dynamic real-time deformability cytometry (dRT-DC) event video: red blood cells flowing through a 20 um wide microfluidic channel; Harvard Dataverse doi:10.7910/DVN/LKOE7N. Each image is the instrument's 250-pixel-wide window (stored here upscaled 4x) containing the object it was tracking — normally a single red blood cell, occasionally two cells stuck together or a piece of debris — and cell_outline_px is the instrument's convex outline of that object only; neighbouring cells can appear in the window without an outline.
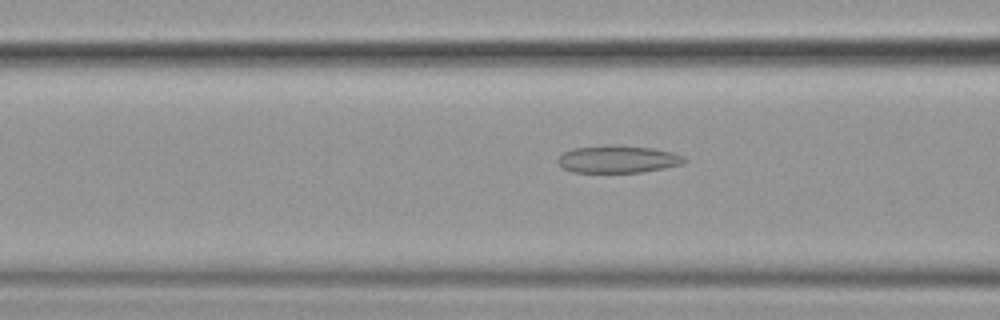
{"species": "common noctule bat (a hibernating species)", "species_latin": "Nyctalus noctula", "temperature_condition": "cold", "stored_images_in_passage": 48, "camera_frame_rate_fps": 3000, "um_per_image_px": 0.085, "animal": {"sex": "female", "body_mass_g": 19.9}, "frame": {"image": 1, "passage_image": 14, "time_ms": 4.333, "image_size_px": [1000, 320], "cell_outline_px": [[688, 160], [684, 164], [664, 168], [640, 172], [572, 172], [564, 168], [556, 160], [564, 152], [572, 148], [612, 144], [616, 144], [652, 148], [672, 152], [684, 156]], "centroid_in_image_um": [52.55, 13.52], "position_along_channel_um": 114.1, "area_um2": 20.35}}
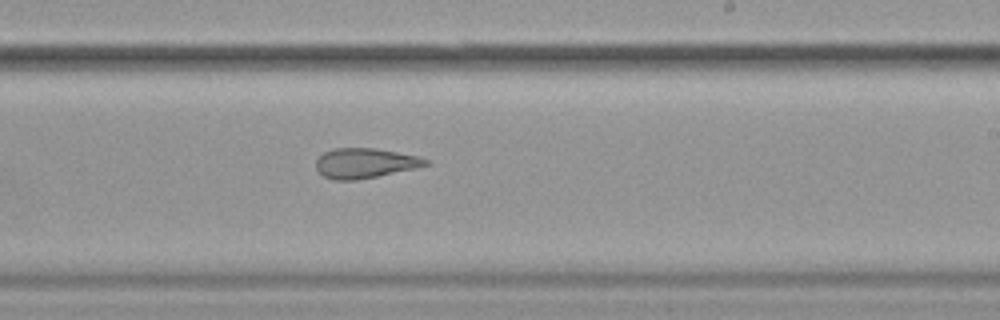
{"frame": {"image": 2, "passage_image": 26, "time_ms": 8.333, "image_size_px": [1000, 320], "cell_outline_px": [[432, 164], [416, 168], [356, 180], [336, 180], [324, 176], [316, 168], [316, 160], [324, 152], [332, 148], [376, 148], [420, 156], [428, 160]], "centroid_in_image_um": [31.05, 13.85], "position_along_channel_um": 257.9, "area_um2": 19.13}}
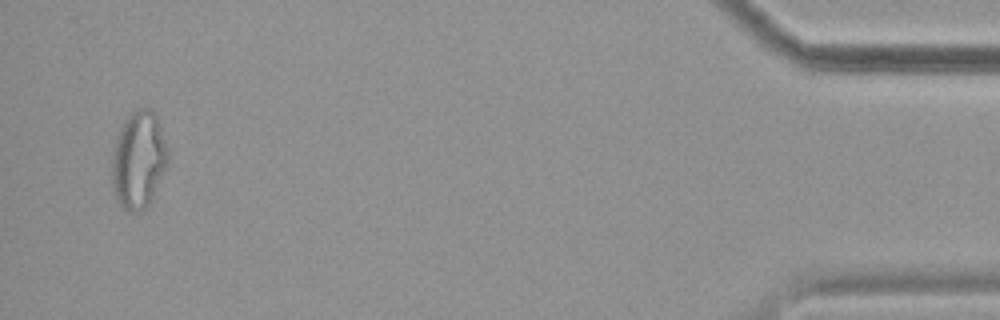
{"frame": {"image": 3, "passage_image": 46, "time_ms": 15.0, "image_size_px": [1000, 320], "cell_outline_px": [[168, 168], [148, 204], [140, 212], [132, 212], [124, 208], [120, 204], [112, 192], [112, 160], [116, 140], [120, 128], [124, 120], [132, 112], [140, 108], [152, 108], [156, 112], [168, 148]], "centroid_in_image_um": [11.81, 13.57], "position_along_channel_um": 423.4, "area_um2": 32.02}, "authors_computed_cell_mechanics": {"area_um2": 22.0507, "velocity_mm_per_s": 3.6031, "shape_relaxation_time_tau1_ms": null, "shape_relaxation_time_tau2_ms": 2.8828, "deformation_change_tau1": null, "deformation_change_tau2": 0.1194}}